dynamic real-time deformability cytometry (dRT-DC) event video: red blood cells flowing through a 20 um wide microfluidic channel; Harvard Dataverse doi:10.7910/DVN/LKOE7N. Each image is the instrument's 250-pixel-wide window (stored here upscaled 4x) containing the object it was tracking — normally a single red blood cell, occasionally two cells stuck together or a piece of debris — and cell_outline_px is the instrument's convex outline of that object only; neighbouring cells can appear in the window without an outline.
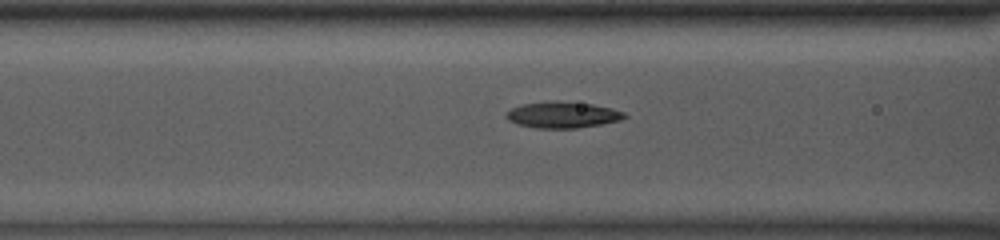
{"species": "common noctule bat (a hibernating species)", "species_latin": "Nyctalus noctula", "temperature_condition": "room temperature", "stored_images_in_passage": 32, "camera_frame_rate_fps": 3000, "um_per_image_px": 0.085, "animal": {"sex": "male", "body_mass_g": 13.0, "forearm_length_mm": 53.1}, "frame": {"image": 1, "passage_image": 7, "time_ms": 2.0, "image_size_px": [1000, 240], "cell_outline_px": [[628, 116], [620, 120], [600, 124], [576, 128], [536, 128], [520, 124], [508, 120], [504, 116], [512, 108], [524, 104], [552, 100], [556, 100], [592, 104], [612, 108], [624, 112]], "centroid_in_image_um": [47.84, 9.75], "position_along_channel_um": 118.8, "area_um2": 17.98}}
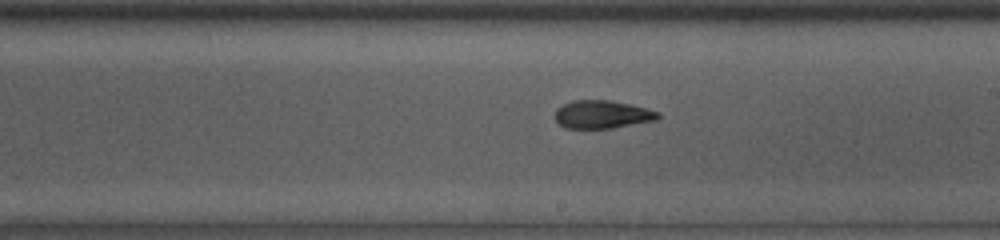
{"frame": {"image": 2, "passage_image": 16, "time_ms": 5.0, "image_size_px": [1000, 240], "cell_outline_px": [[660, 116], [656, 120], [612, 128], [564, 128], [556, 120], [556, 108], [572, 100], [608, 100], [632, 104], [660, 112]], "centroid_in_image_um": [51.2, 9.72], "position_along_channel_um": 237.8, "area_um2": 16.82}}
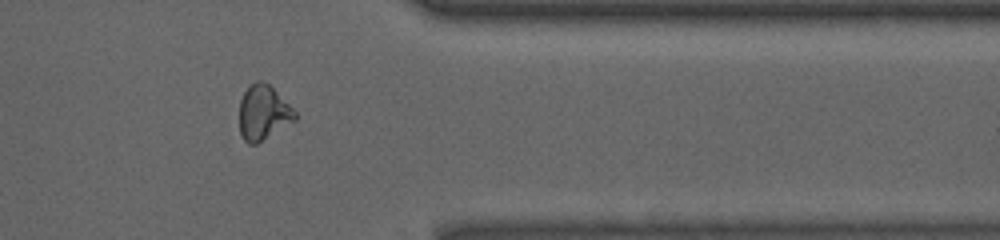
{"frame": {"image": 3, "passage_image": 28, "time_ms": 9.0, "image_size_px": [1000, 240], "cell_outline_px": [[296, 120], [256, 144], [248, 144], [244, 140], [240, 132], [240, 100], [244, 92], [256, 80], [260, 80], [268, 84], [296, 112]], "centroid_in_image_um": [22.37, 9.59], "position_along_channel_um": 389.0, "area_um2": 17.4}, "authors_computed_cell_mechanics": {"area_um2": 17.3111, "velocity_mm_per_s": 3.9512, "shape_relaxation_time_tau1_ms": 4.295, "shape_relaxation_time_tau2_ms": 2.744, "deformation_change_tau1": 0.1466, "deformation_change_tau2": 0.1018}}